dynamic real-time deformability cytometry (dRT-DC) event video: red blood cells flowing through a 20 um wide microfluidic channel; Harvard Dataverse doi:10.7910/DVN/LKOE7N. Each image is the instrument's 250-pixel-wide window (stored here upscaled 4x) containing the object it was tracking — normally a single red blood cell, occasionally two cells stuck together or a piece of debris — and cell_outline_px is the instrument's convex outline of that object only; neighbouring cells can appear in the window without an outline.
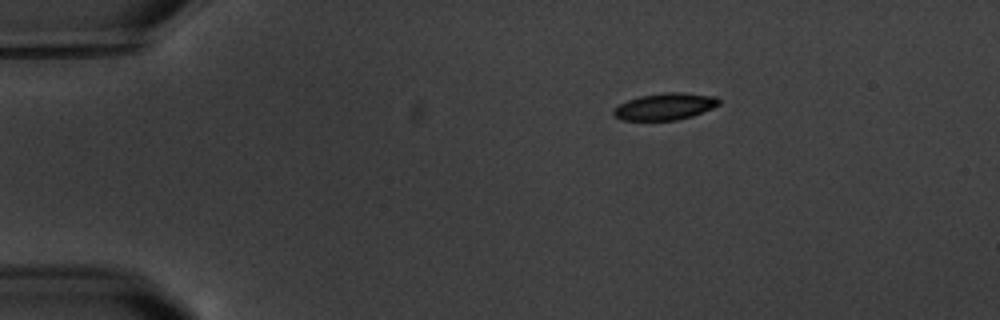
{"species": "common noctule bat (a hibernating species)", "species_latin": "Nyctalus noctula", "temperature_condition": "warm", "stored_images_in_passage": 4, "camera_frame_rate_fps": 3000, "um_per_image_px": 0.085, "animal": {"sex": "male", "body_mass_g": 20.1, "forearm_length_mm": 53.5}, "frame": {"image": 1, "passage_image": 1, "time_ms": 0.0, "image_size_px": [1000, 320], "cell_outline_px": [[720, 104], [712, 108], [692, 116], [676, 120], [620, 120], [612, 116], [612, 112], [620, 104], [628, 100], [640, 96], [664, 92], [684, 92], [716, 96], [720, 100]], "centroid_in_image_um": [56.53, 9.05], "position_along_channel_um": 28.5, "area_um2": 16.53}}